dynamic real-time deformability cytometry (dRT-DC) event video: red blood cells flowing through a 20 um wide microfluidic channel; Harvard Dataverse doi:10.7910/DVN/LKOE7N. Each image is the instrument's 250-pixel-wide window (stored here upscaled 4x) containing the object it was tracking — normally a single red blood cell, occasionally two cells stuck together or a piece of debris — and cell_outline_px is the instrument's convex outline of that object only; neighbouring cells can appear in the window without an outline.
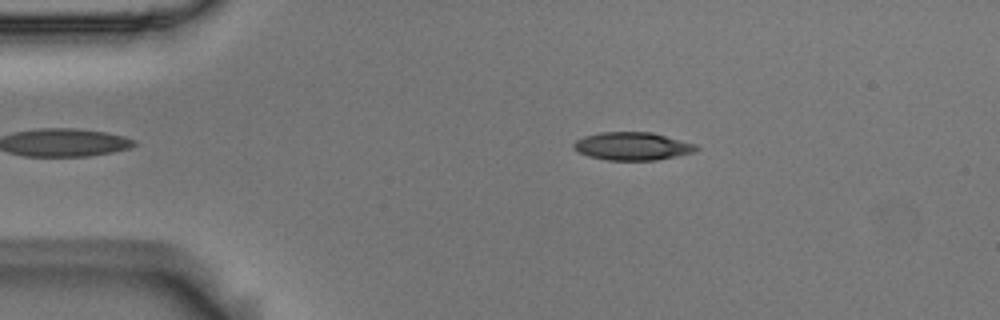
{"species": "Egyptian fruit bat (a non-hibernating species)", "species_latin": "Rousettus aegyptiacus", "temperature_condition": "room temperature", "stored_images_in_passage": 44, "camera_frame_rate_fps": 3000, "um_per_image_px": 0.085, "animal": {"sex": "male"}, "frame": {"image": 1, "passage_image": 8, "time_ms": 2.333, "image_size_px": [1000, 320], "cell_outline_px": [[700, 148], [692, 152], [676, 156], [656, 160], [608, 160], [588, 156], [572, 148], [572, 144], [576, 140], [584, 136], [600, 132], [652, 132], [696, 144]], "centroid_in_image_um": [53.73, 12.42], "position_along_channel_um": 31.3, "area_um2": 19.94}}
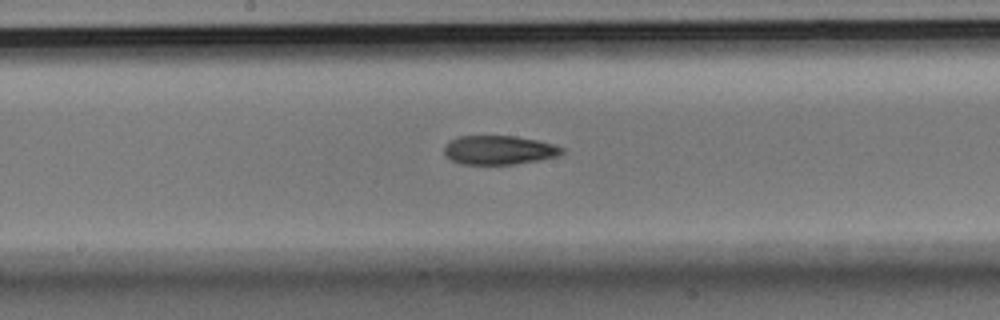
{"frame": {"image": 2, "passage_image": 26, "time_ms": 8.333, "image_size_px": [1000, 320], "cell_outline_px": [[564, 152], [556, 156], [540, 160], [516, 164], [460, 164], [444, 156], [444, 148], [452, 140], [460, 136], [516, 136], [536, 140], [552, 144], [564, 148]], "centroid_in_image_um": [42.41, 12.76], "position_along_channel_um": 205.8, "area_um2": 19.77}}
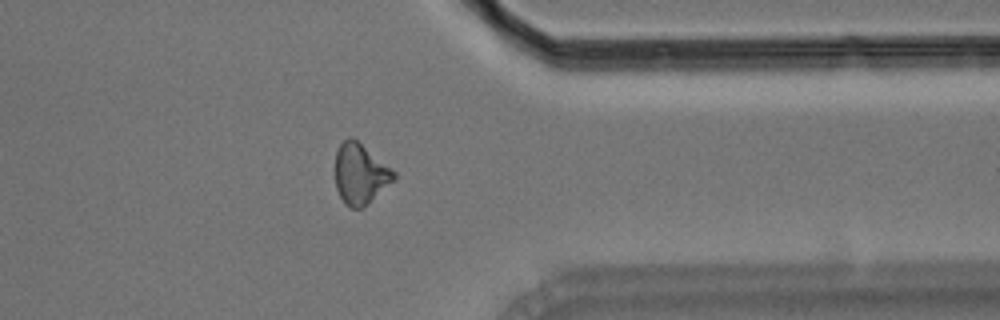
{"frame": {"image": 3, "passage_image": 41, "time_ms": 13.333, "image_size_px": [1000, 320], "cell_outline_px": [[396, 176], [364, 208], [352, 208], [344, 204], [336, 188], [336, 152], [340, 144], [348, 136], [352, 136], [396, 172]], "centroid_in_image_um": [30.6, 14.78], "position_along_channel_um": 380.8, "area_um2": 20.4}, "authors_computed_cell_mechanics": {"area_um2": 20.3167, "velocity_mm_per_s": 3.6739, "shape_relaxation_time_tau1_ms": null, "shape_relaxation_time_tau2_ms": 6.1574, "deformation_change_tau1": null, "deformation_change_tau2": 0.1491}}